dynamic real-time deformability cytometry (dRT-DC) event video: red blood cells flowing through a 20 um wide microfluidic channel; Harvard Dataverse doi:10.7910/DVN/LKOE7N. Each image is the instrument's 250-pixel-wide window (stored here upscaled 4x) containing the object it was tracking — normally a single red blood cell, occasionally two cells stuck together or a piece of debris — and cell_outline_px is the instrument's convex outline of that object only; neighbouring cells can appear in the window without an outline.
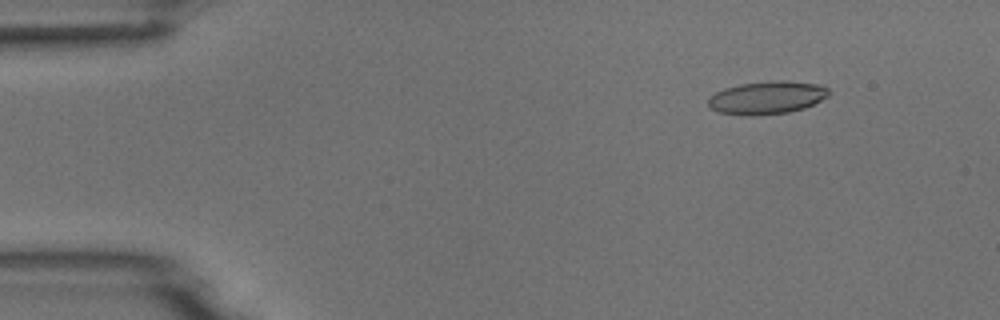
{"species": "common noctule bat (a hibernating species)", "species_latin": "Nyctalus noctula", "temperature_condition": "room temperature", "stored_images_in_passage": 7, "camera_frame_rate_fps": 3000, "um_per_image_px": 0.085, "animal": {"sex": "male", "body_mass_g": 18.8}, "frame": {"image": 1, "passage_image": 2, "time_ms": 1.0, "image_size_px": [1000, 320], "cell_outline_px": [[832, 92], [828, 96], [804, 108], [788, 112], [752, 116], [720, 112], [712, 108], [708, 104], [708, 100], [716, 92], [724, 88], [740, 84], [772, 80], [776, 80], [820, 84], [828, 88]], "centroid_in_image_um": [65.22, 8.29], "position_along_channel_um": 19.8, "area_um2": 22.95}}
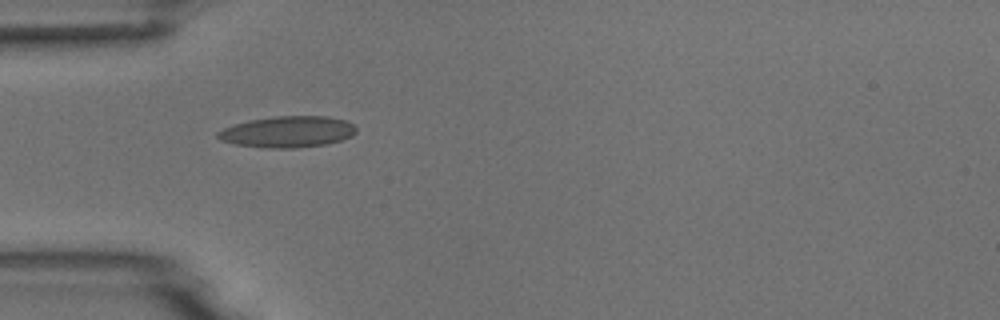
{"frame": {"image": 2, "passage_image": 5, "time_ms": 4.333, "image_size_px": [1000, 320], "cell_outline_px": [[356, 132], [352, 136], [328, 144], [296, 148], [268, 148], [236, 144], [220, 140], [216, 136], [216, 132], [232, 124], [248, 120], [276, 116], [328, 116], [344, 120], [352, 124], [356, 128]], "centroid_in_image_um": [24.43, 11.2], "position_along_channel_um": 60.6, "area_um2": 25.32}}